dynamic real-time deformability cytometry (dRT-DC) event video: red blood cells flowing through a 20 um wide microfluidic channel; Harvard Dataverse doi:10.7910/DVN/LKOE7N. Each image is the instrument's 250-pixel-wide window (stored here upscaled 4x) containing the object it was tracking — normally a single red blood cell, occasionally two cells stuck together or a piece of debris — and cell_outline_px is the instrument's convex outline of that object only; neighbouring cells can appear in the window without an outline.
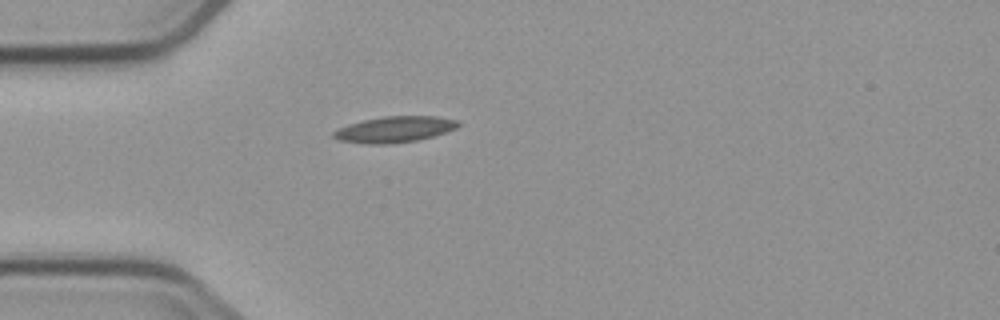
{"species": "common noctule bat (a hibernating species)", "species_latin": "Nyctalus noctula", "temperature_condition": "cold", "stored_images_in_passage": 1, "camera_frame_rate_fps": 3000, "um_per_image_px": 0.085, "animal": {"sex": "male", "body_mass_g": 23.1, "forearm_length_mm": 52.7}, "frame": {"image": 1, "passage_image": 1, "time_ms": 0.0, "image_size_px": [1000, 320], "cell_outline_px": [[460, 124], [456, 128], [432, 136], [416, 140], [392, 144], [368, 144], [340, 140], [332, 136], [332, 132], [348, 124], [364, 120], [384, 116], [436, 116], [456, 120]], "centroid_in_image_um": [33.52, 11.0], "position_along_channel_um": 51.5, "area_um2": 18.67}}